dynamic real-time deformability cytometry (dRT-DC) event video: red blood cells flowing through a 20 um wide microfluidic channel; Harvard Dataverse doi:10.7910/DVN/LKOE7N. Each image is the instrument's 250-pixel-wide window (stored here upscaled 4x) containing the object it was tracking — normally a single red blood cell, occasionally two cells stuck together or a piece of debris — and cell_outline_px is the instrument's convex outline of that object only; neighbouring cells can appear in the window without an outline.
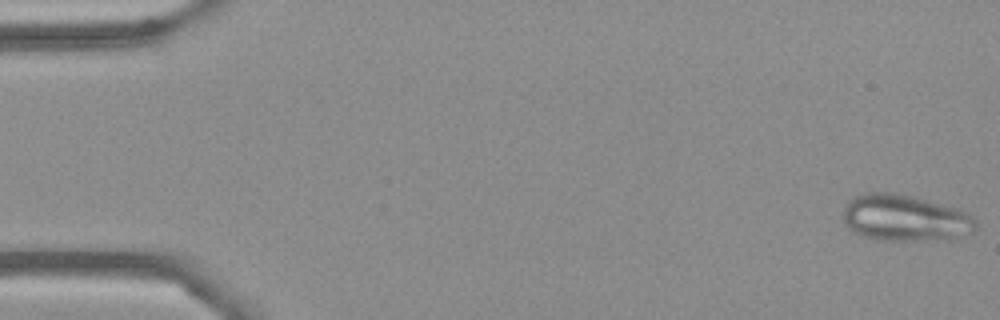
{"species": "Egyptian fruit bat (a non-hibernating species)", "species_latin": "Rousettus aegyptiacus", "temperature_condition": "cold", "stored_images_in_passage": 54, "camera_frame_rate_fps": 3000, "um_per_image_px": 0.085, "frame": {"image": 1, "passage_image": 1, "time_ms": 0.0, "image_size_px": [1000, 320], "cell_outline_px": [[976, 228], [972, 232], [956, 240], [880, 240], [864, 236], [848, 228], [844, 224], [844, 208], [848, 200], [852, 196], [864, 192], [896, 192], [912, 196], [956, 208], [972, 216], [976, 220]], "centroid_in_image_um": [76.93, 18.53], "position_along_channel_um": 8.1, "area_um2": 36.3}}
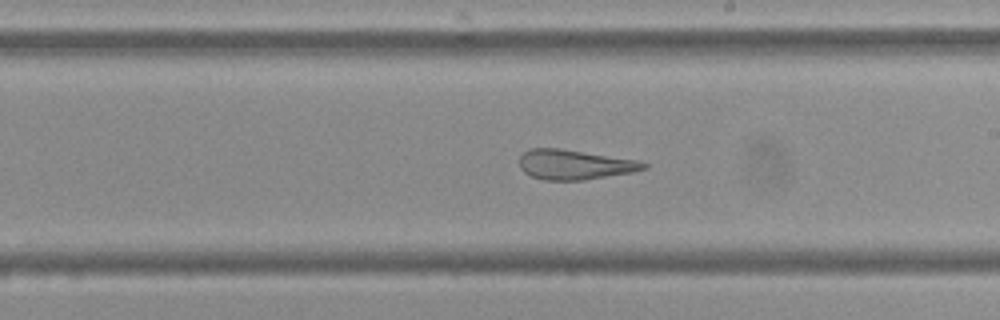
{"frame": {"image": 2, "passage_image": 31, "time_ms": 10.0, "image_size_px": [1000, 320], "cell_outline_px": [[648, 168], [632, 172], [584, 180], [544, 180], [532, 176], [524, 172], [520, 168], [520, 156], [528, 148], [560, 148], [636, 160], [648, 164]], "centroid_in_image_um": [48.82, 13.99], "position_along_channel_um": 240.2, "area_um2": 21.5}}
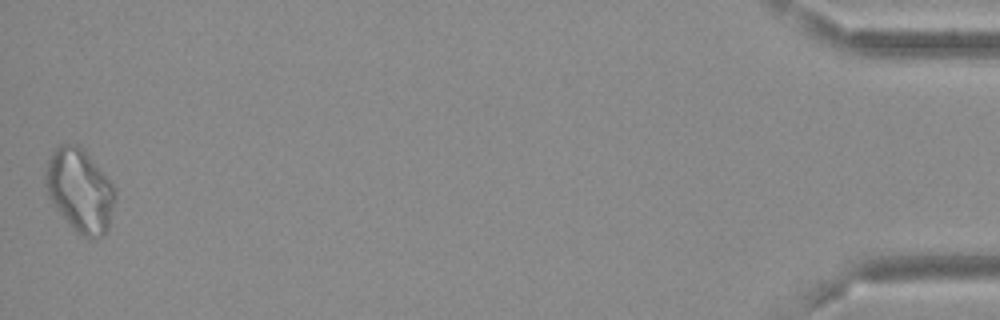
{"frame": {"image": 3, "passage_image": 54, "time_ms": 17.667, "image_size_px": [1000, 320], "cell_outline_px": [[116, 196], [108, 228], [100, 236], [92, 240], [76, 232], [56, 208], [48, 196], [44, 184], [44, 172], [48, 160], [52, 152], [60, 144], [80, 144], [84, 148], [116, 188]], "centroid_in_image_um": [6.78, 16.15], "position_along_channel_um": 428.4, "area_um2": 33.93}, "authors_computed_cell_mechanics": {"area_um2": 28.4665, "velocity_mm_per_s": 3.6774, "shape_relaxation_time_tau1_ms": null, "shape_relaxation_time_tau2_ms": 1.1517, "deformation_change_tau1": null, "deformation_change_tau2": 0.0883}}